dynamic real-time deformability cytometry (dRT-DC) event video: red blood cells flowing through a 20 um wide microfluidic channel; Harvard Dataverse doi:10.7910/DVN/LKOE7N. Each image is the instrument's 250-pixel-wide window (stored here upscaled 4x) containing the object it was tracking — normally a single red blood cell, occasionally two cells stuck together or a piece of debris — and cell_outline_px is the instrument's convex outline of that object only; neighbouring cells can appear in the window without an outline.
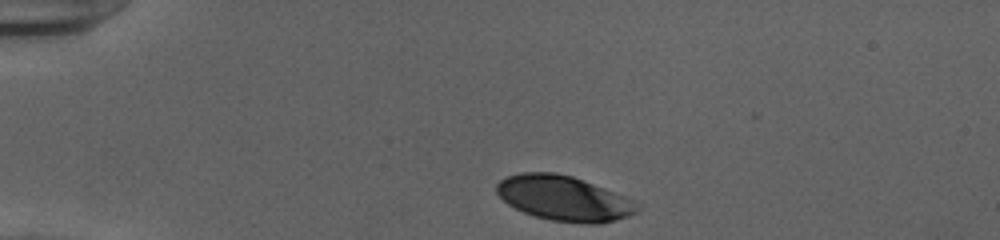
{"species": "human", "species_latin": "Homo sapiens", "temperature_condition": "cold", "stored_images_in_passage": 34, "camera_frame_rate_fps": 3000, "um_per_image_px": 0.085, "donor": {"sex": "female"}, "frame": {"image": 1, "passage_image": 1, "time_ms": 0.0, "image_size_px": [1000, 240], "cell_outline_px": [[640, 208], [636, 212], [628, 216], [616, 220], [600, 224], [584, 224], [552, 220], [536, 216], [524, 212], [508, 204], [496, 192], [496, 184], [500, 180], [508, 176], [520, 172], [556, 172], [572, 176], [624, 196], [632, 200]], "centroid_in_image_um": [47.91, 16.86], "position_along_channel_um": 37.1, "area_um2": 36.59}}
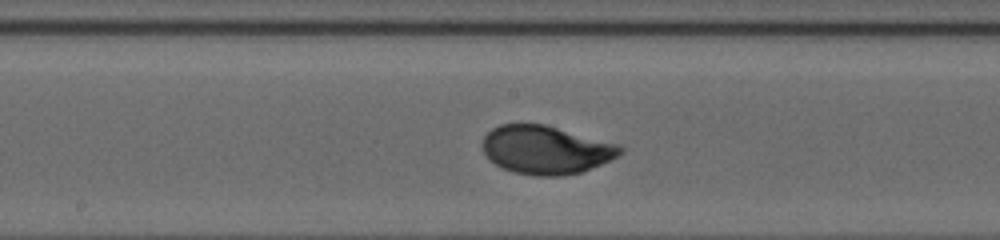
{"frame": {"image": 2, "passage_image": 18, "time_ms": 5.667, "image_size_px": [1000, 240], "cell_outline_px": [[624, 148], [616, 156], [600, 164], [580, 172], [564, 176], [536, 176], [512, 172], [496, 164], [484, 152], [480, 144], [484, 136], [492, 128], [500, 124], [544, 124], [620, 144]], "centroid_in_image_um": [46.37, 12.73], "position_along_channel_um": 201.8, "area_um2": 38.67}}
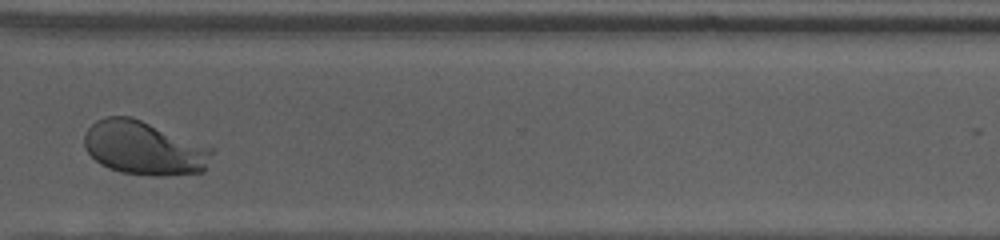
{"frame": {"image": 3, "passage_image": 30, "time_ms": 9.667, "image_size_px": [1000, 240], "cell_outline_px": [[212, 152], [204, 172], [164, 176], [152, 176], [120, 172], [108, 168], [100, 164], [84, 148], [84, 132], [96, 120], [104, 116], [132, 116], [212, 148]], "centroid_in_image_um": [12.2, 12.59], "position_along_channel_um": 358.4, "area_um2": 40.0}, "authors_computed_cell_mechanics": {"area_um2": 38.5526, "velocity_mm_per_s": 3.9108, "shape_relaxation_time_tau1_ms": 2.2508, "shape_relaxation_time_tau2_ms": null, "deformation_change_tau1": 0.1354, "deformation_change_tau2": null}}